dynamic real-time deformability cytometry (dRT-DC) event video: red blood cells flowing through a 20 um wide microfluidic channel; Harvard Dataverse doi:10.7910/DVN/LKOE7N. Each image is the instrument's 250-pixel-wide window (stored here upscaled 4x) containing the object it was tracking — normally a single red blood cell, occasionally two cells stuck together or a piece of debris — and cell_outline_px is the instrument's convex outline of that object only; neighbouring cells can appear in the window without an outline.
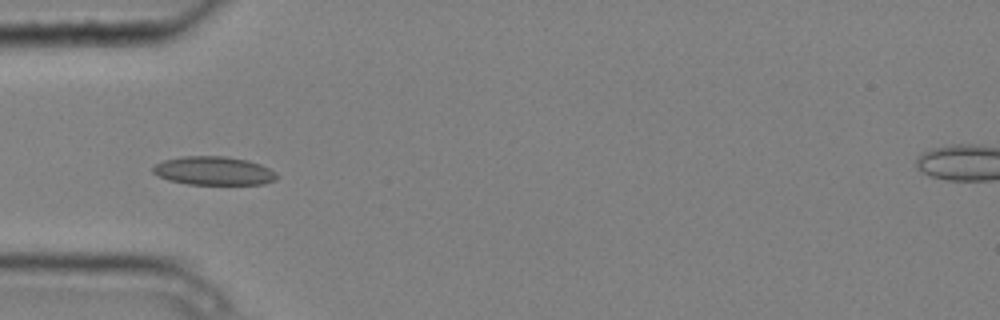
{"species": "common noctule bat (a hibernating species)", "species_latin": "Nyctalus noctula", "temperature_condition": "cold", "stored_images_in_passage": 6, "camera_frame_rate_fps": 3000, "um_per_image_px": 0.085, "animal": {"sex": "male", "body_mass_g": 20.4}, "frame": {"image": 1, "passage_image": 4, "time_ms": 1.0, "image_size_px": [1000, 320], "cell_outline_px": [[280, 176], [276, 180], [264, 184], [188, 184], [168, 180], [152, 172], [152, 168], [156, 164], [164, 160], [184, 156], [224, 156], [248, 160], [260, 164], [276, 172]], "centroid_in_image_um": [18.2, 14.52], "position_along_channel_um": 66.8, "area_um2": 20.63}}
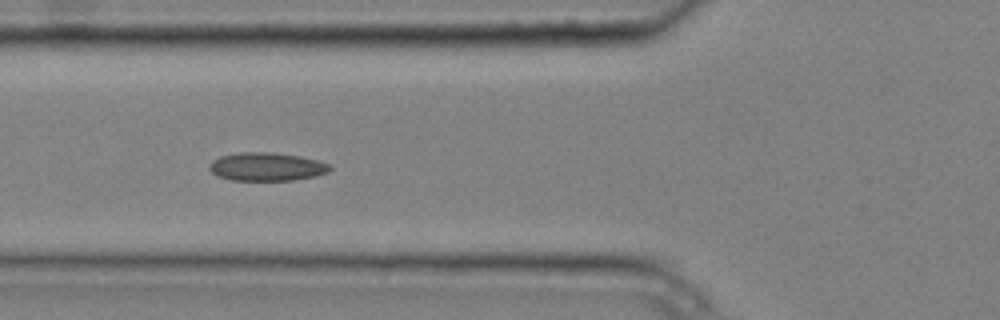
{"frame": {"image": 2, "passage_image": 5, "time_ms": 1.333, "image_size_px": [1000, 320], "cell_outline_px": [[332, 168], [328, 172], [316, 176], [292, 180], [232, 180], [216, 176], [208, 168], [208, 164], [212, 160], [220, 156], [240, 152], [272, 152], [300, 156], [332, 164]], "centroid_in_image_um": [22.66, 14.17], "position_along_channel_um": 103.1, "area_um2": 20.06}}
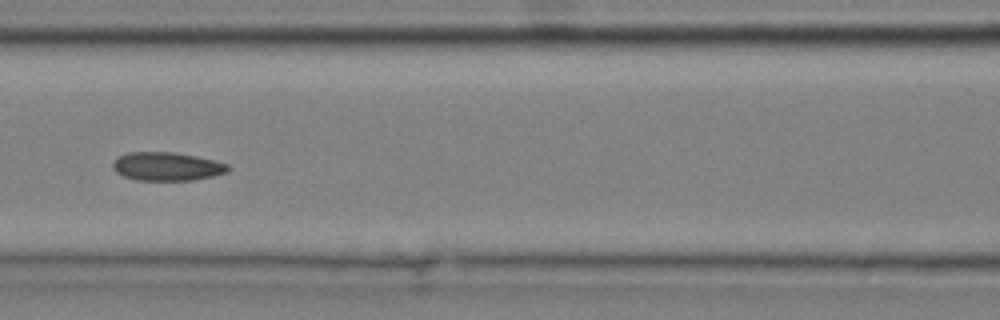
{"frame": {"image": 3, "passage_image": 6, "time_ms": 1.667, "image_size_px": [1000, 320], "cell_outline_px": [[232, 168], [228, 172], [212, 176], [192, 180], [136, 180], [124, 176], [116, 172], [112, 168], [112, 164], [116, 156], [128, 152], [176, 152], [216, 160], [228, 164]], "centroid_in_image_um": [14.19, 14.14], "position_along_channel_um": 152.4, "area_um2": 19.36}}